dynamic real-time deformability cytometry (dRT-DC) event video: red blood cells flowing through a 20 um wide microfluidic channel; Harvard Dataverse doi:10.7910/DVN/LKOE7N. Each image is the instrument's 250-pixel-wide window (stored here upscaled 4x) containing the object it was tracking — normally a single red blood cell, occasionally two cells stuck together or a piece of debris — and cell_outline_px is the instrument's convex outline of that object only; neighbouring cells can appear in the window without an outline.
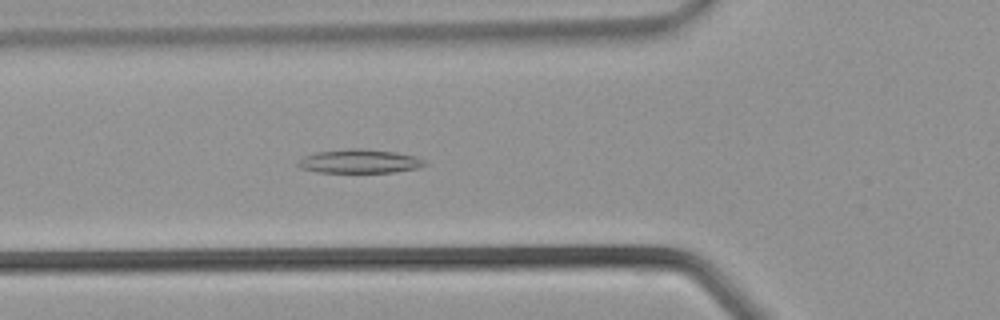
{"species": "common noctule bat (a hibernating species)", "species_latin": "Nyctalus noctula", "temperature_condition": "warm", "stored_images_in_passage": 33, "camera_frame_rate_fps": 3000, "um_per_image_px": 0.085, "animal": {"sex": "male", "body_mass_g": 21.5, "forearm_length_mm": 52.0}, "frame": {"image": 1, "passage_image": 10, "time_ms": 3.0, "image_size_px": [1000, 320], "cell_outline_px": [[428, 164], [420, 168], [396, 172], [316, 172], [300, 168], [296, 164], [304, 156], [316, 152], [348, 148], [360, 148], [396, 152], [416, 156], [424, 160]], "centroid_in_image_um": [30.59, 13.71], "position_along_channel_um": 95.2, "area_um2": 17.74}}
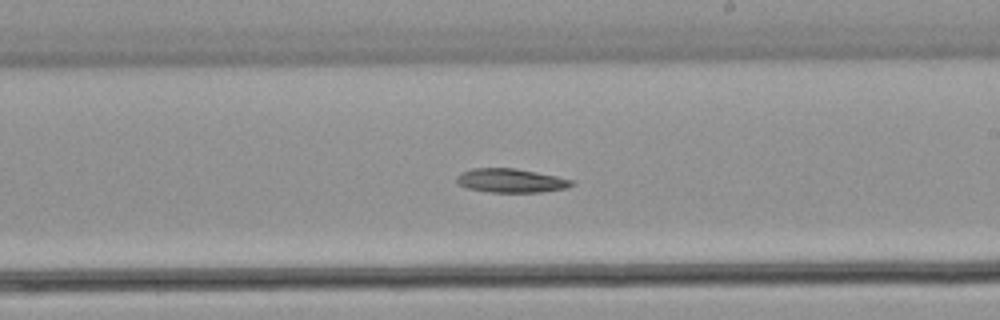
{"frame": {"image": 2, "passage_image": 18, "time_ms": 5.667, "image_size_px": [1000, 320], "cell_outline_px": [[576, 184], [564, 188], [540, 192], [492, 192], [468, 188], [460, 184], [456, 180], [456, 176], [472, 168], [512, 168], [536, 172], [556, 176], [572, 180]], "centroid_in_image_um": [43.43, 15.35], "position_along_channel_um": 245.6, "area_um2": 15.72}}
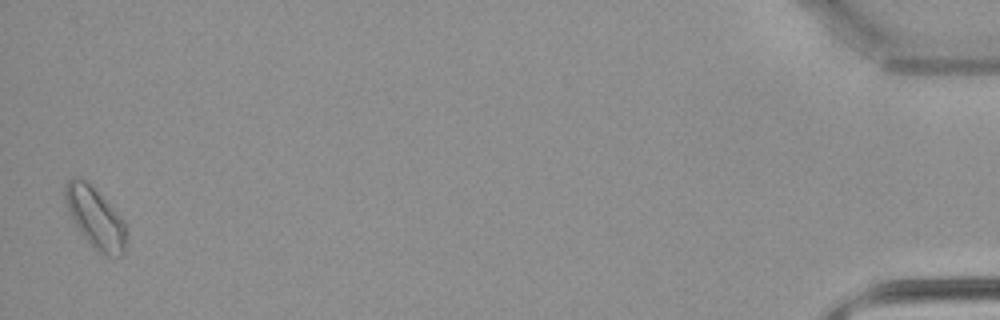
{"frame": {"image": 3, "passage_image": 33, "time_ms": 10.667, "image_size_px": [1000, 320], "cell_outline_px": [[124, 252], [120, 256], [104, 256], [88, 240], [76, 224], [68, 208], [64, 196], [64, 188], [68, 180], [72, 176], [84, 180], [124, 220]], "centroid_in_image_um": [8.09, 18.51], "position_along_channel_um": 427.1, "area_um2": 20.35}}